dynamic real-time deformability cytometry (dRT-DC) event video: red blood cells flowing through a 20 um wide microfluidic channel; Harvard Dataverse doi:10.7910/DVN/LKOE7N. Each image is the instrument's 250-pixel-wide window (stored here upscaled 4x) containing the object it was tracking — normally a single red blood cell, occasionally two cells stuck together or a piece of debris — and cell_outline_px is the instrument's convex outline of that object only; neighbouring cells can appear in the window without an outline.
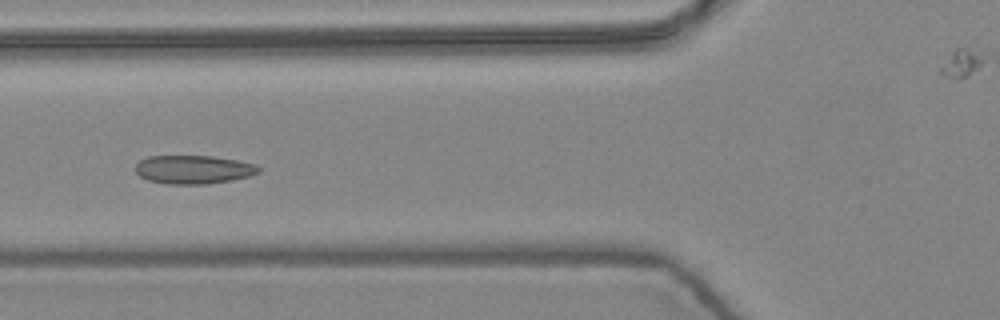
{"species": "common noctule bat (a hibernating species)", "species_latin": "Nyctalus noctula", "temperature_condition": "warm", "stored_images_in_passage": 7, "camera_frame_rate_fps": 3000, "um_per_image_px": 0.085, "animal": {"sex": "female", "body_mass_g": 24.6, "forearm_length_mm": 56.2}, "frame": {"image": 1, "passage_image": 5, "time_ms": 1.333, "image_size_px": [1000, 320], "cell_outline_px": [[260, 172], [248, 176], [232, 180], [208, 184], [168, 184], [148, 180], [140, 176], [136, 172], [136, 164], [140, 160], [148, 156], [212, 156], [236, 160], [256, 164], [260, 168]], "centroid_in_image_um": [16.45, 14.41], "position_along_channel_um": 109.4, "area_um2": 20.46}}
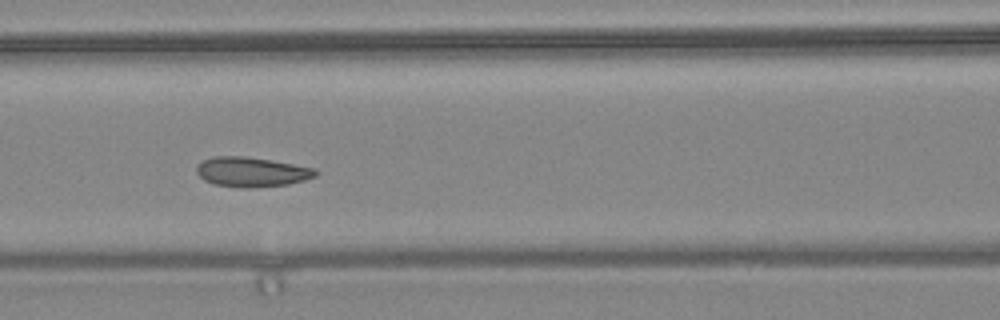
{"frame": {"image": 2, "passage_image": 6, "time_ms": 1.667, "image_size_px": [1000, 320], "cell_outline_px": [[320, 172], [316, 176], [304, 180], [288, 184], [248, 188], [240, 188], [216, 184], [204, 180], [196, 172], [196, 168], [204, 160], [212, 156], [244, 156], [272, 160], [316, 168]], "centroid_in_image_um": [21.42, 14.61], "position_along_channel_um": 145.2, "area_um2": 20.63}}